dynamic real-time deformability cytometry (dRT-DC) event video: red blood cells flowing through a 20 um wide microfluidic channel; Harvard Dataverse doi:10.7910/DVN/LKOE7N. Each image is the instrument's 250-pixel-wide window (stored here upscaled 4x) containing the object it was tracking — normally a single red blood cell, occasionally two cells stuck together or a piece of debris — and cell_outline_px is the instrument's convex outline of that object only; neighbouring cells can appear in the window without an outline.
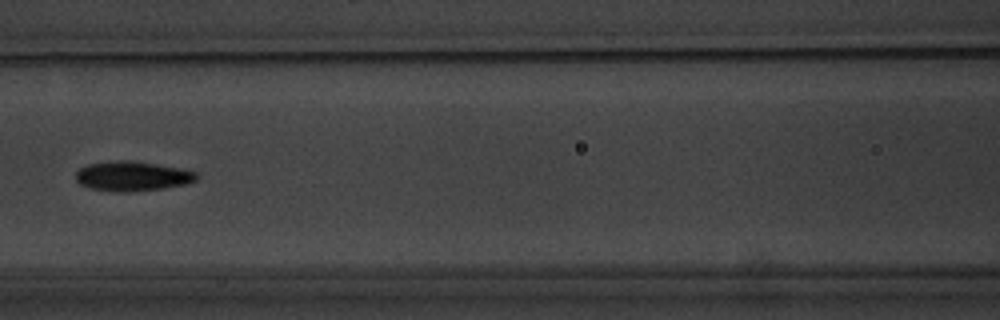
{"species": "common noctule bat (a hibernating species)", "species_latin": "Nyctalus noctula", "temperature_condition": "warm", "stored_images_in_passage": 16, "segment_of_instrument_passage": [1, 2], "camera_frame_rate_fps": 3000, "um_per_image_px": 0.085, "animal": {"sex": "male", "body_mass_g": 20.1, "forearm_length_mm": 53.5}, "frame": {"image": 1, "passage_image": 7, "time_ms": 7.333, "image_size_px": [1000, 320], "cell_outline_px": [[200, 176], [196, 180], [184, 184], [164, 188], [132, 192], [112, 192], [88, 188], [80, 184], [76, 180], [76, 172], [80, 168], [88, 164], [120, 160], [132, 160], [176, 168], [196, 172]], "centroid_in_image_um": [11.21, 14.99], "position_along_channel_um": 155.4, "area_um2": 20.87}}
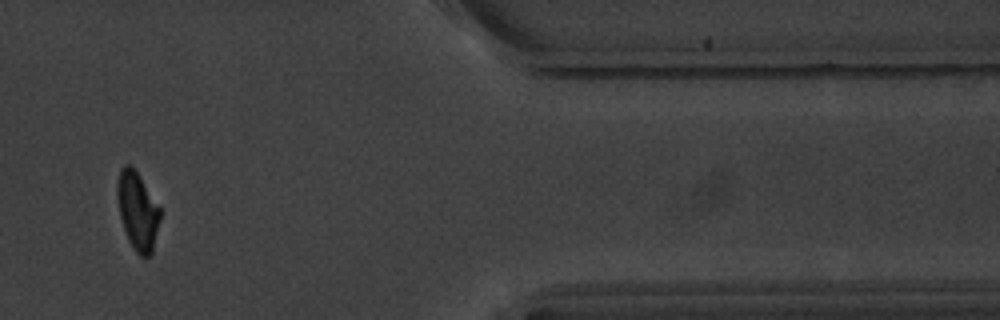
{"frame": {"image": 2, "passage_image": 14, "time_ms": 15.333, "image_size_px": [1000, 320], "cell_outline_px": [[160, 220], [152, 252], [148, 256], [140, 256], [136, 252], [128, 240], [120, 216], [116, 196], [116, 184], [120, 168], [124, 164], [128, 164], [136, 172], [160, 208]], "centroid_in_image_um": [11.67, 17.93], "position_along_channel_um": 399.7, "area_um2": 19.19}}